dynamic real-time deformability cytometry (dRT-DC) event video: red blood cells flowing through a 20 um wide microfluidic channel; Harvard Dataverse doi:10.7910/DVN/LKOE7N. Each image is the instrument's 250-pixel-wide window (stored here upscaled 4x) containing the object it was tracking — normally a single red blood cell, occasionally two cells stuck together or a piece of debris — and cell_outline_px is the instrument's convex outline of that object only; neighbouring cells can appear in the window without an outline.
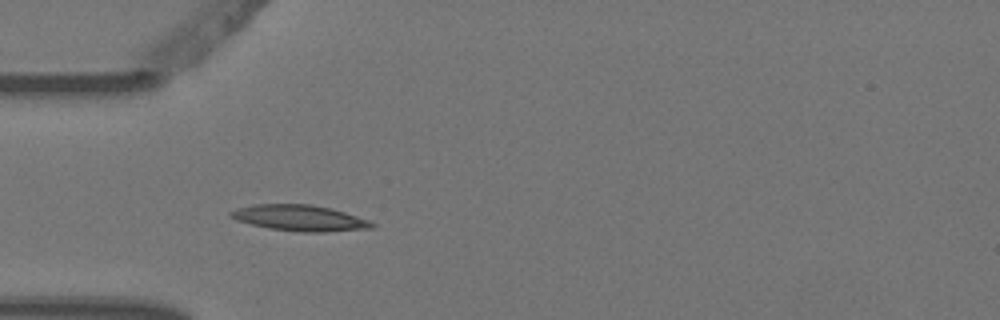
{"species": "Egyptian fruit bat (a non-hibernating species)", "species_latin": "Rousettus aegyptiacus", "temperature_condition": "warm", "stored_images_in_passage": 3, "camera_frame_rate_fps": 3000, "um_per_image_px": 0.085, "animal": {"sex": "female"}, "frame": {"image": 1, "passage_image": 3, "time_ms": 0.667, "image_size_px": [1000, 320], "cell_outline_px": [[376, 224], [372, 228], [324, 232], [300, 232], [268, 228], [236, 220], [228, 216], [228, 212], [236, 208], [256, 204], [312, 204], [332, 208], [368, 220]], "centroid_in_image_um": [25.44, 18.52], "position_along_channel_um": 59.6, "area_um2": 21.39}}